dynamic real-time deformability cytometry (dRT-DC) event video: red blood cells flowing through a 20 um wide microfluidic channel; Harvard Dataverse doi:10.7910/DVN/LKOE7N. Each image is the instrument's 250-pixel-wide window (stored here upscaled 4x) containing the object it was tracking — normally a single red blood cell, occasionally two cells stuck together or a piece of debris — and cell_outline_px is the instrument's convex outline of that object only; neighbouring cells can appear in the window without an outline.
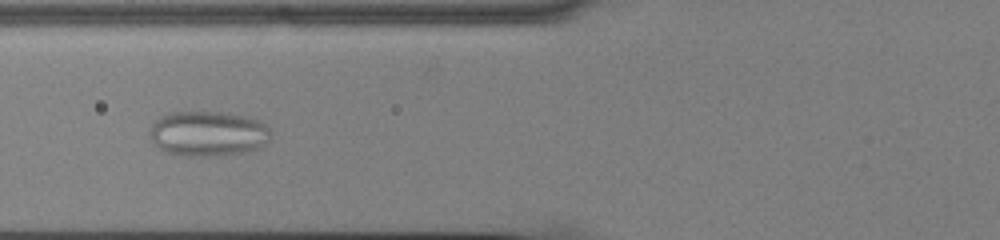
{"species": "common noctule bat (a hibernating species)", "species_latin": "Nyctalus noctula", "temperature_condition": "cold", "stored_images_in_passage": 8, "camera_frame_rate_fps": 3000, "um_per_image_px": 0.085, "animal": {"sex": "male", "body_mass_g": 13.0, "forearm_length_mm": 53.1}, "frame": {"image": 1, "passage_image": 5, "time_ms": 1.333, "image_size_px": [1000, 240], "cell_outline_px": [[272, 136], [264, 148], [248, 152], [212, 156], [180, 156], [168, 152], [160, 148], [152, 140], [148, 132], [152, 124], [160, 116], [168, 112], [220, 112], [260, 120], [268, 128]], "centroid_in_image_um": [17.71, 11.37], "position_along_channel_um": 108.1, "area_um2": 32.14}}